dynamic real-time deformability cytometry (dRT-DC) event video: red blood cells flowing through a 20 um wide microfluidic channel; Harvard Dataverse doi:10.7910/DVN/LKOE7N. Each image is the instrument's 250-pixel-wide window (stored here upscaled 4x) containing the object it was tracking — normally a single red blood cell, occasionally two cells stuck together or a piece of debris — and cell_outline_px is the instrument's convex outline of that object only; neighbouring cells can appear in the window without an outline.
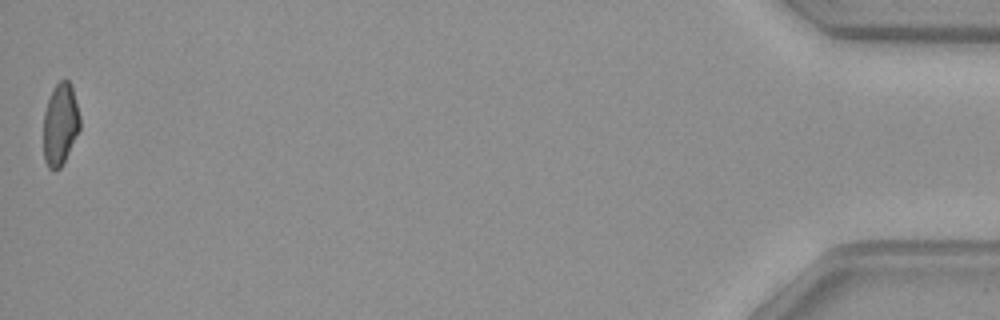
{"species": "common noctule bat (a hibernating species)", "species_latin": "Nyctalus noctula", "temperature_condition": "warm", "stored_images_in_passage": 37, "camera_frame_rate_fps": 3000, "um_per_image_px": 0.085, "animal": {"sex": "female", "body_mass_g": 29.2, "forearm_length_mm": 56.3}, "frame": {"image": 1, "passage_image": 37, "time_ms": 12.0, "image_size_px": [1000, 320], "cell_outline_px": [[80, 128], [60, 168], [52, 172], [48, 168], [44, 160], [44, 112], [48, 100], [56, 84], [60, 80], [68, 80], [72, 84], [80, 116]], "centroid_in_image_um": [5.12, 10.56], "position_along_channel_um": 430.1, "area_um2": 17.34}, "authors_computed_cell_mechanics": {"area_um2": 18.7272, "velocity_mm_per_s": 3.9749, "shape_relaxation_time_tau1_ms": null, "shape_relaxation_time_tau2_ms": 1.0517, "deformation_change_tau1": null, "deformation_change_tau2": 0.0465}}